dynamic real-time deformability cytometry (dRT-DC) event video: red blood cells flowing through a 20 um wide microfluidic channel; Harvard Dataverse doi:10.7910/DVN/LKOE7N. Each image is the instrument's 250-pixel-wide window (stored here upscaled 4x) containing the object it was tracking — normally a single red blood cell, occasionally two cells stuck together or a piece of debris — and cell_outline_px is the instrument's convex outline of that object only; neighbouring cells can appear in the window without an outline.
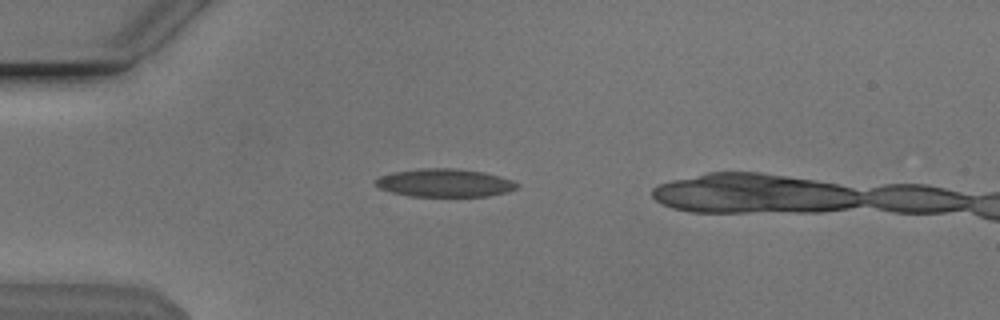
{"species": "Egyptian fruit bat (a non-hibernating species)", "species_latin": "Rousettus aegyptiacus", "temperature_condition": "cold", "stored_images_in_passage": 44, "camera_frame_rate_fps": 3000, "um_per_image_px": 0.085, "animal": {"sex": "male"}, "frame": {"image": 1, "passage_image": 11, "time_ms": 3.333, "image_size_px": [1000, 320], "cell_outline_px": [[520, 184], [516, 188], [508, 192], [488, 196], [408, 196], [392, 192], [380, 188], [376, 184], [376, 180], [380, 176], [392, 172], [424, 168], [456, 168], [484, 172], [500, 176], [512, 180]], "centroid_in_image_um": [37.83, 15.54], "position_along_channel_um": 47.2, "area_um2": 23.12}}
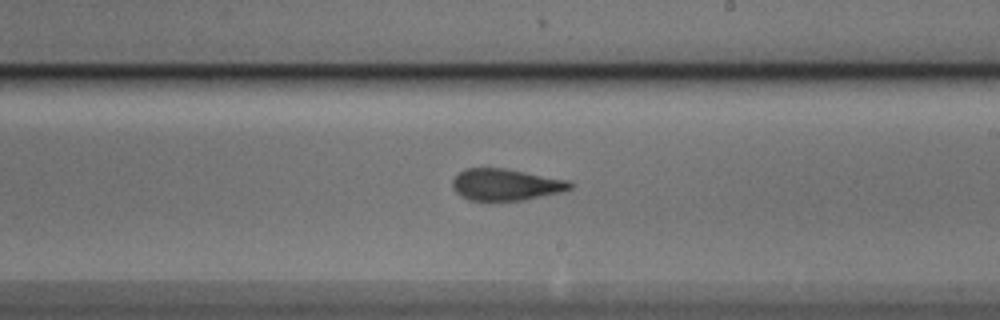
{"frame": {"image": 2, "passage_image": 28, "time_ms": 9.0, "image_size_px": [1000, 320], "cell_outline_px": [[572, 188], [560, 192], [524, 200], [492, 204], [468, 200], [460, 196], [452, 188], [452, 180], [460, 172], [468, 168], [504, 168], [568, 180], [572, 184]], "centroid_in_image_um": [42.93, 15.75], "position_along_channel_um": 246.1, "area_um2": 22.31}}
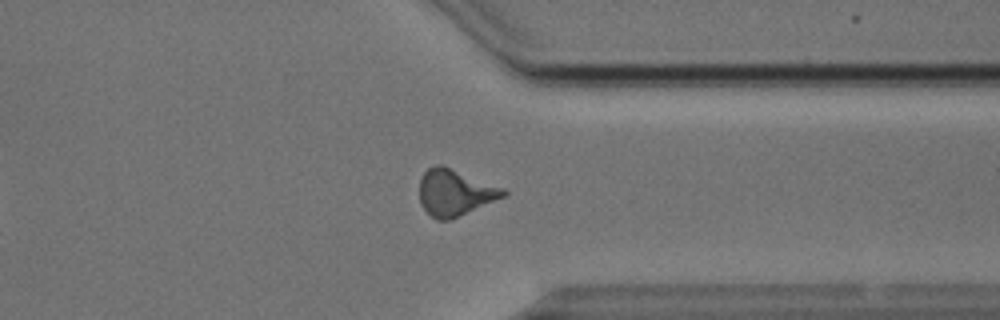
{"frame": {"image": 3, "passage_image": 38, "time_ms": 12.333, "image_size_px": [1000, 320], "cell_outline_px": [[508, 192], [504, 196], [452, 220], [436, 220], [420, 204], [420, 180], [424, 172], [428, 168], [436, 164], [440, 164], [504, 188]], "centroid_in_image_um": [38.65, 16.38], "position_along_channel_um": 372.7, "area_um2": 22.48}}